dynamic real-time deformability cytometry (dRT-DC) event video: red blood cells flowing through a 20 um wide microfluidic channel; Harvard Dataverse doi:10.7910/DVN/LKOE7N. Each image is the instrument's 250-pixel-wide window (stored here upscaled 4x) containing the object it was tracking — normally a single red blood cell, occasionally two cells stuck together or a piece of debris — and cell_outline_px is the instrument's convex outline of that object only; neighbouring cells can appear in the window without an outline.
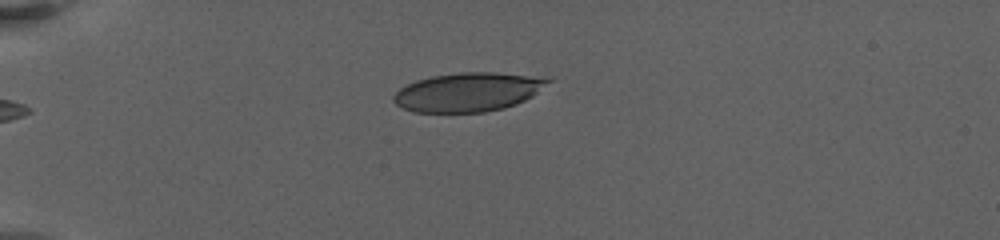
{"species": "human", "species_latin": "Homo sapiens", "temperature_condition": "warm", "stored_images_in_passage": 49, "camera_frame_rate_fps": 3000, "um_per_image_px": 0.085, "donor": {"sex": "female"}, "frame": {"image": 1, "passage_image": 1, "time_ms": 0.0, "image_size_px": [1000, 240], "cell_outline_px": [[552, 80], [532, 96], [516, 104], [504, 108], [484, 112], [412, 112], [396, 104], [392, 100], [392, 96], [400, 88], [416, 80], [432, 76], [460, 72], [496, 72], [528, 76]], "centroid_in_image_um": [39.73, 7.83], "position_along_channel_um": 45.3, "area_um2": 34.68}}
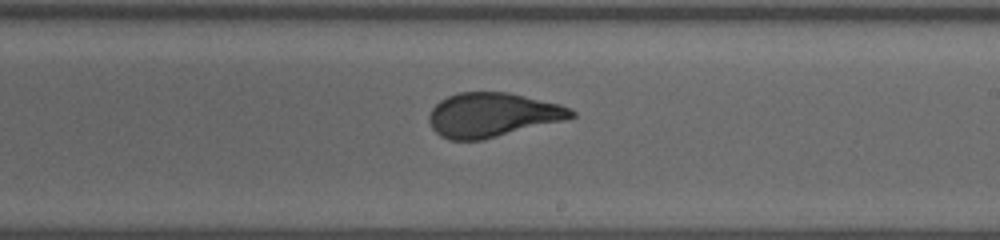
{"frame": {"image": 2, "passage_image": 24, "time_ms": 7.667, "image_size_px": [1000, 240], "cell_outline_px": [[576, 116], [484, 140], [448, 140], [440, 136], [432, 128], [428, 120], [428, 116], [432, 108], [440, 100], [448, 96], [460, 92], [508, 92], [560, 104], [576, 112]], "centroid_in_image_um": [41.8, 9.76], "position_along_channel_um": 247.2, "area_um2": 36.41}}
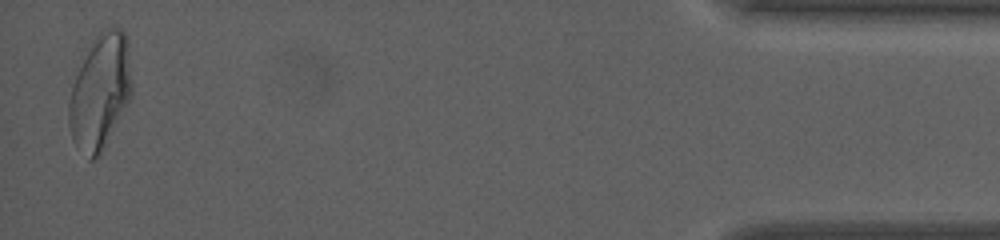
{"frame": {"image": 3, "passage_image": 48, "time_ms": 15.667, "image_size_px": [1000, 240], "cell_outline_px": [[132, 96], [100, 156], [92, 160], [88, 160], [72, 140], [68, 124], [68, 104], [80, 56], [92, 40], [100, 32], [112, 28], [120, 28], [124, 32], [128, 40], [132, 84]], "centroid_in_image_um": [8.5, 7.8], "position_along_channel_um": 426.7, "area_um2": 42.95}, "authors_computed_cell_mechanics": {"area_um2": 37.0498, "velocity_mm_per_s": 3.1706, "shape_relaxation_time_tau1_ms": 5.5664, "shape_relaxation_time_tau2_ms": null, "deformation_change_tau1": 0.202, "deformation_change_tau2": null}}